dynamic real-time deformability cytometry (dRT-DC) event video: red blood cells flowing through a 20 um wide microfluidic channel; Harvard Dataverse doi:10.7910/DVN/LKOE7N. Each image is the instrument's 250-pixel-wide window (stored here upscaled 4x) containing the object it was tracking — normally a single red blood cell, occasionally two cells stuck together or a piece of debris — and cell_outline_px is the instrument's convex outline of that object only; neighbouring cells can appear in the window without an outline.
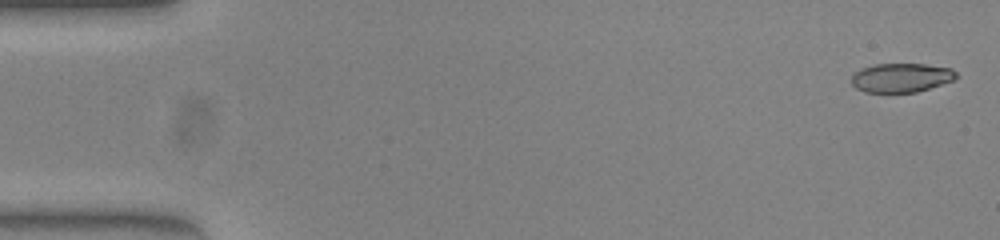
{"species": "common noctule bat (a hibernating species)", "species_latin": "Nyctalus noctula", "temperature_condition": "warm", "stored_images_in_passage": 53, "camera_frame_rate_fps": 3000, "um_per_image_px": 0.085, "animal": {"sex": "female", "body_mass_g": 23.0, "forearm_length_mm": 53.4}, "frame": {"image": 1, "passage_image": 2, "time_ms": 0.333, "image_size_px": [1000, 240], "cell_outline_px": [[956, 80], [916, 92], [864, 92], [856, 88], [852, 84], [852, 72], [860, 68], [876, 64], [924, 64], [952, 68], [956, 72]], "centroid_in_image_um": [76.59, 6.6], "position_along_channel_um": 8.4, "area_um2": 17.86}}
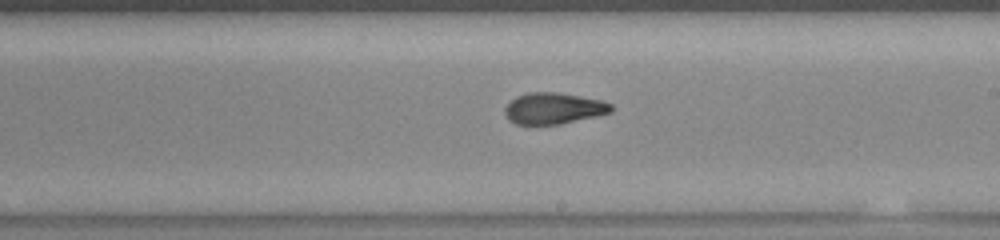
{"frame": {"image": 2, "passage_image": 31, "time_ms": 10.0, "image_size_px": [1000, 240], "cell_outline_px": [[612, 112], [596, 116], [560, 124], [516, 124], [508, 120], [504, 112], [504, 108], [516, 96], [528, 92], [556, 92], [580, 96], [600, 100], [612, 104]], "centroid_in_image_um": [47.04, 9.21], "position_along_channel_um": 242.0, "area_um2": 19.31}}
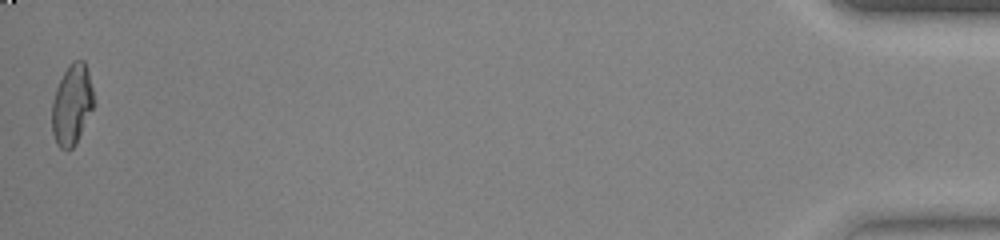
{"frame": {"image": 3, "passage_image": 53, "time_ms": 17.333, "image_size_px": [1000, 240], "cell_outline_px": [[96, 104], [76, 144], [72, 148], [60, 148], [56, 144], [52, 132], [52, 100], [56, 88], [68, 64], [72, 60], [84, 60], [88, 72]], "centroid_in_image_um": [6.13, 8.89], "position_along_channel_um": 429.1, "area_um2": 19.88}, "authors_computed_cell_mechanics": {"area_um2": 19.652, "velocity_mm_per_s": 3.8923, "shape_relaxation_time_tau1_ms": null, "shape_relaxation_time_tau2_ms": 1.949, "deformation_change_tau1": null, "deformation_change_tau2": 0.089}}